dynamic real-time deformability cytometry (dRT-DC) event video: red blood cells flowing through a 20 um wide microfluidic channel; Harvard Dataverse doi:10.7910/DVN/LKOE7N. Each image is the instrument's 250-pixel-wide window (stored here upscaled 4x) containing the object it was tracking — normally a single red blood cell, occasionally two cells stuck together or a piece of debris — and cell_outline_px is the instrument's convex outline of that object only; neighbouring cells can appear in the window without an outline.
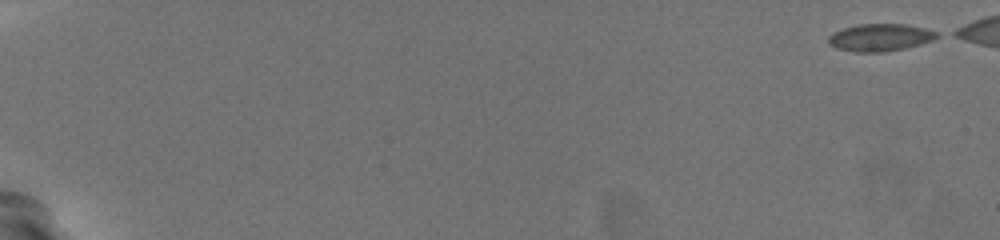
{"species": "common noctule bat (a hibernating species)", "species_latin": "Nyctalus noctula", "temperature_condition": "warm", "stored_images_in_passage": 55, "camera_frame_rate_fps": 3000, "um_per_image_px": 0.085, "animal": {"sex": "female", "body_mass_g": 19.5, "forearm_length_mm": 54.1}, "frame": {"image": 1, "passage_image": 1, "time_ms": 0.0, "image_size_px": [1000, 240], "cell_outline_px": [[940, 36], [932, 40], [920, 44], [904, 48], [884, 52], [856, 52], [836, 48], [828, 44], [828, 36], [832, 32], [844, 28], [860, 24], [908, 24], [924, 28], [936, 32]], "centroid_in_image_um": [74.78, 3.18], "position_along_channel_um": 10.2, "area_um2": 17.28}}
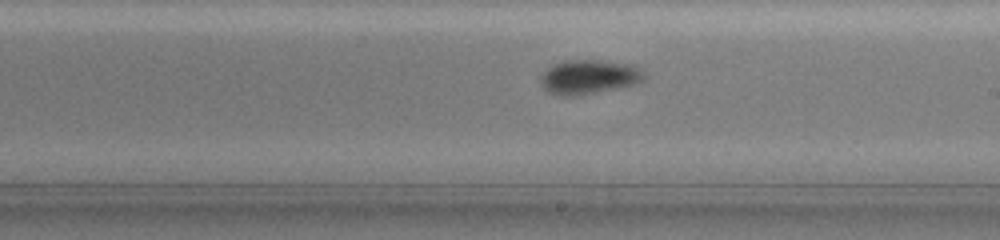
{"frame": {"image": 2, "passage_image": 37, "time_ms": 12.0, "image_size_px": [1000, 240], "cell_outline_px": [[644, 76], [640, 80], [632, 84], [572, 96], [560, 96], [548, 92], [540, 84], [540, 76], [552, 64], [564, 60], [600, 60], [624, 64], [636, 68]], "centroid_in_image_um": [49.9, 6.53], "position_along_channel_um": 239.1, "area_um2": 19.88}}
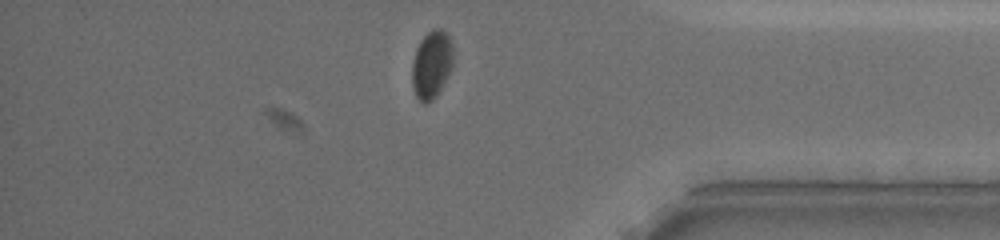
{"frame": {"image": 3, "passage_image": 51, "time_ms": 16.667, "image_size_px": [1000, 240], "cell_outline_px": [[452, 64], [440, 88], [432, 100], [424, 104], [416, 96], [412, 88], [412, 60], [416, 48], [420, 40], [432, 28], [440, 28], [448, 32], [452, 44]], "centroid_in_image_um": [36.66, 5.43], "position_along_channel_um": 398.5, "area_um2": 16.13}}